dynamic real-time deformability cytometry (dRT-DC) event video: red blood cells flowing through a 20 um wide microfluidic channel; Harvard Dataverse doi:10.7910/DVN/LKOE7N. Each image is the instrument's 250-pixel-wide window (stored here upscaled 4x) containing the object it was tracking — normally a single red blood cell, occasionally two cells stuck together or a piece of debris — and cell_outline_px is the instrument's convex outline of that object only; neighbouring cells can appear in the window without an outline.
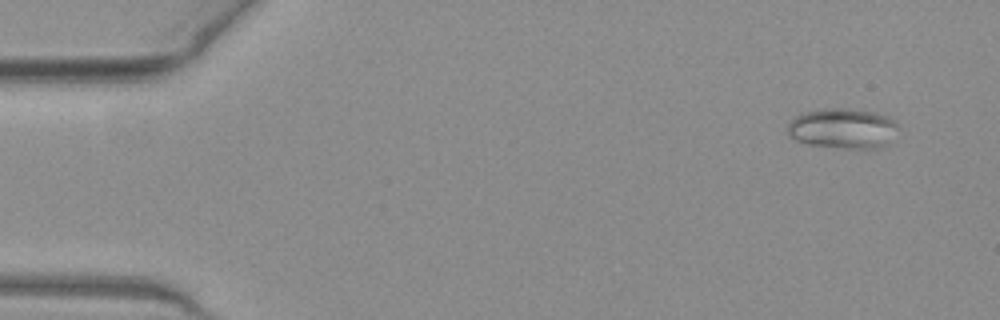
{"species": "common noctule bat (a hibernating species)", "species_latin": "Nyctalus noctula", "temperature_condition": "warm", "stored_images_in_passage": 7, "camera_frame_rate_fps": 3000, "um_per_image_px": 0.085, "animal": {"sex": "female", "body_mass_g": 19.3, "forearm_length_mm": 54.1}, "frame": {"image": 1, "passage_image": 1, "time_ms": 0.0, "image_size_px": [1000, 320], "cell_outline_px": [[896, 124], [884, 144], [868, 148], [848, 148], [808, 144], [796, 140], [788, 136], [788, 124], [800, 112], [816, 108], [844, 108], [872, 112], [888, 116]], "centroid_in_image_um": [71.48, 10.88], "position_along_channel_um": 13.5, "area_um2": 25.2}}